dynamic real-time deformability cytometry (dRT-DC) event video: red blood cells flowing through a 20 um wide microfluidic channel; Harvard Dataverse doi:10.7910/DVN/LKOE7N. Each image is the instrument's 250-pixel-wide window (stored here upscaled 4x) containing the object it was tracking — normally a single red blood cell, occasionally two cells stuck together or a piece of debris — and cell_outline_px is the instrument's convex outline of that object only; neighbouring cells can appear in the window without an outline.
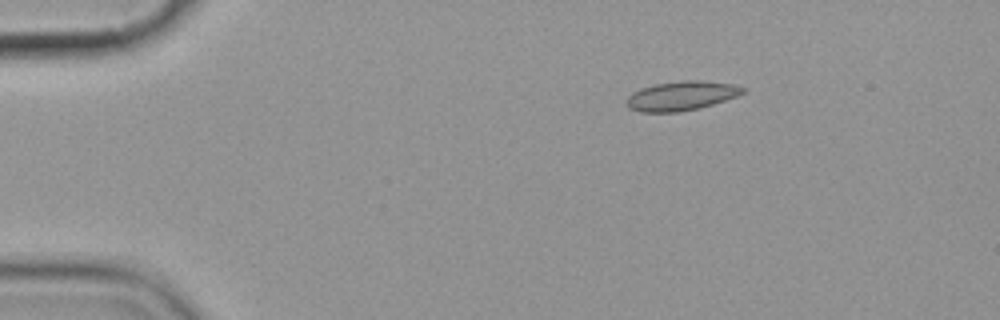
{"species": "common noctule bat (a hibernating species)", "species_latin": "Nyctalus noctula", "temperature_condition": "cold", "stored_images_in_passage": 4, "camera_frame_rate_fps": 3000, "um_per_image_px": 0.085, "animal": {"sex": "female", "body_mass_g": 19.9}, "frame": {"image": 1, "passage_image": 2, "time_ms": 2.0, "image_size_px": [1000, 320], "cell_outline_px": [[748, 92], [712, 104], [680, 112], [640, 112], [628, 108], [624, 100], [632, 92], [640, 88], [656, 84], [680, 80], [700, 80], [736, 84], [748, 88]], "centroid_in_image_um": [57.92, 8.13], "position_along_channel_um": 27.1, "area_um2": 20.11}}